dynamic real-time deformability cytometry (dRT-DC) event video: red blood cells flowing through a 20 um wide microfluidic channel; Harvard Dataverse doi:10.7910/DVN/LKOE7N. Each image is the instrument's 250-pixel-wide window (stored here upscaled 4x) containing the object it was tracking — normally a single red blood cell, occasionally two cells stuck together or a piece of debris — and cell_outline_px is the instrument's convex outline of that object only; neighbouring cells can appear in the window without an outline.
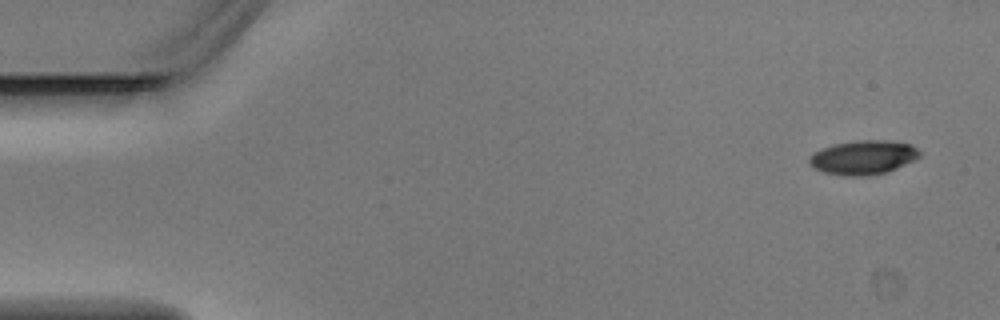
{"species": "Egyptian fruit bat (a non-hibernating species)", "species_latin": "Rousettus aegyptiacus", "temperature_condition": "warm", "stored_images_in_passage": 4, "camera_frame_rate_fps": 3000, "um_per_image_px": 0.085, "animal": {"sex": "male"}, "frame": {"image": 1, "passage_image": 1, "time_ms": 0.0, "image_size_px": [1000, 320], "cell_outline_px": [[920, 156], [896, 168], [884, 172], [868, 176], [844, 176], [824, 172], [812, 168], [808, 164], [808, 156], [832, 144], [860, 140], [880, 140], [912, 144], [920, 152]], "centroid_in_image_um": [73.32, 13.39], "position_along_channel_um": 11.7, "area_um2": 21.79}}